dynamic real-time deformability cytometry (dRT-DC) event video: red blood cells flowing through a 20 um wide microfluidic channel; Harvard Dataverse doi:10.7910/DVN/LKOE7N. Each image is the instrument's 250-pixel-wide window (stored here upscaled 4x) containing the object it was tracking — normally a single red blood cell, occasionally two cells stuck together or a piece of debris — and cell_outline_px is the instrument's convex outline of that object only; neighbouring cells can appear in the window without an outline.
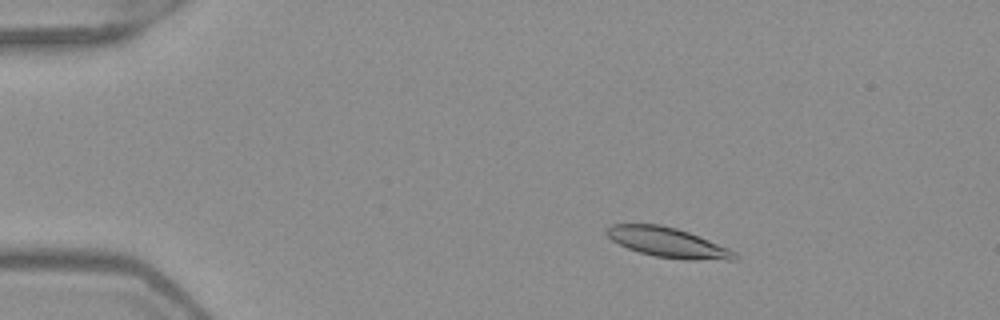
{"species": "Egyptian fruit bat (a non-hibernating species)", "species_latin": "Rousettus aegyptiacus", "temperature_condition": "warm", "stored_images_in_passage": 50, "camera_frame_rate_fps": 3000, "um_per_image_px": 0.085, "frame": {"image": 1, "passage_image": 7, "time_ms": 2.0, "image_size_px": [1000, 320], "cell_outline_px": [[740, 256], [736, 260], [688, 260], [656, 256], [640, 252], [628, 248], [612, 240], [604, 232], [612, 224], [660, 224], [676, 228], [688, 232], [728, 248], [736, 252]], "centroid_in_image_um": [56.8, 20.62], "position_along_channel_um": 28.2, "area_um2": 22.08}}
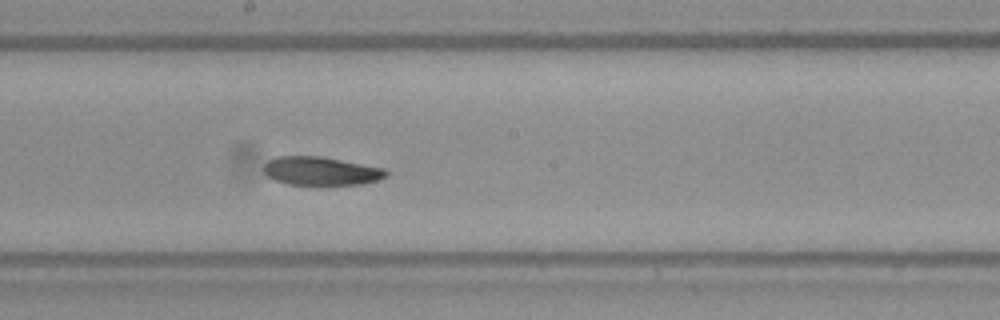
{"frame": {"image": 2, "passage_image": 27, "time_ms": 8.667, "image_size_px": [1000, 320], "cell_outline_px": [[388, 176], [364, 184], [288, 184], [272, 180], [264, 172], [264, 164], [268, 160], [276, 156], [320, 156], [384, 168], [388, 172]], "centroid_in_image_um": [27.26, 14.53], "position_along_channel_um": 220.9, "area_um2": 20.23}}
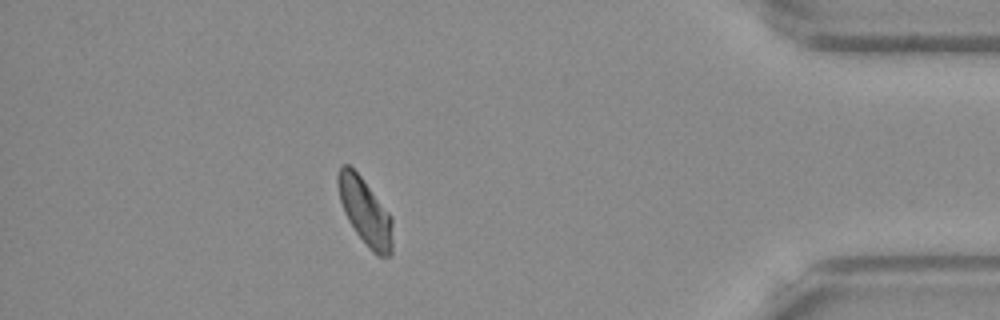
{"frame": {"image": 3, "passage_image": 44, "time_ms": 14.333, "image_size_px": [1000, 320], "cell_outline_px": [[392, 252], [388, 256], [376, 256], [372, 252], [356, 232], [348, 220], [344, 212], [340, 200], [336, 180], [336, 172], [340, 164], [348, 164], [360, 176], [392, 216]], "centroid_in_image_um": [31.01, 17.97], "position_along_channel_um": 404.2, "area_um2": 21.21}, "authors_computed_cell_mechanics": {"area_um2": 21.3571, "velocity_mm_per_s": 3.9591, "shape_relaxation_time_tau1_ms": 7.2665, "shape_relaxation_time_tau2_ms": 11.0702, "deformation_change_tau1": 0.1346, "deformation_change_tau2": 0.1285}}